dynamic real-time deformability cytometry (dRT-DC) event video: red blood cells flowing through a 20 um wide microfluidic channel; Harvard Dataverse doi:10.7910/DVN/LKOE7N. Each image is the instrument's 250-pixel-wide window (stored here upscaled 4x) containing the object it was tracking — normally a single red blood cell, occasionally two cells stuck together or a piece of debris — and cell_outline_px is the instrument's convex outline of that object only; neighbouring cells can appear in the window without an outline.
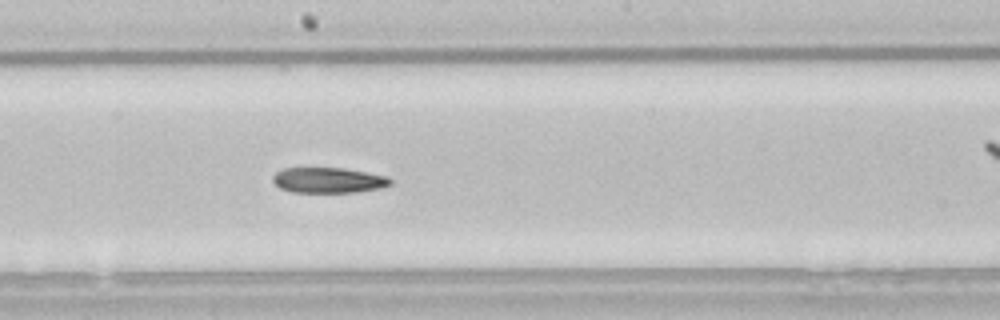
{"species": "common noctule bat (a hibernating species)", "species_latin": "Nyctalus noctula", "temperature_condition": "room temperature", "stored_images_in_passage": 44, "camera_frame_rate_fps": 3000, "um_per_image_px": 0.085, "animal": {"sex": "male", "body_mass_g": 21.5, "forearm_length_mm": 52.0}, "frame": {"image": 1, "passage_image": 19, "time_ms": 6.0, "image_size_px": [1000, 320], "cell_outline_px": [[392, 184], [380, 188], [356, 192], [292, 192], [280, 188], [272, 180], [272, 176], [276, 172], [284, 168], [344, 168], [388, 176], [392, 180]], "centroid_in_image_um": [27.92, 15.31], "position_along_channel_um": 220.3, "area_um2": 17.46}, "authors_computed_cell_mechanics": {"area_um2": 18.785, "velocity_mm_per_s": 3.8269, "shape_relaxation_time_tau1_ms": 8.7445, "shape_relaxation_time_tau2_ms": null, "deformation_change_tau1": 0.1726, "deformation_change_tau2": null}}